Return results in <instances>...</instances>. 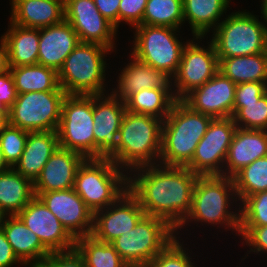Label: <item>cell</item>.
<instances>
[{
    "instance_id": "cell-3",
    "label": "cell",
    "mask_w": 267,
    "mask_h": 267,
    "mask_svg": "<svg viewBox=\"0 0 267 267\" xmlns=\"http://www.w3.org/2000/svg\"><path fill=\"white\" fill-rule=\"evenodd\" d=\"M162 125V119L126 111L118 133L117 155L112 161L126 170L159 164Z\"/></svg>"
},
{
    "instance_id": "cell-42",
    "label": "cell",
    "mask_w": 267,
    "mask_h": 267,
    "mask_svg": "<svg viewBox=\"0 0 267 267\" xmlns=\"http://www.w3.org/2000/svg\"><path fill=\"white\" fill-rule=\"evenodd\" d=\"M239 233L245 244L254 249L250 247V252L267 253V226H240Z\"/></svg>"
},
{
    "instance_id": "cell-37",
    "label": "cell",
    "mask_w": 267,
    "mask_h": 267,
    "mask_svg": "<svg viewBox=\"0 0 267 267\" xmlns=\"http://www.w3.org/2000/svg\"><path fill=\"white\" fill-rule=\"evenodd\" d=\"M29 131L10 125L8 122L0 130V147L5 162L13 168L25 148Z\"/></svg>"
},
{
    "instance_id": "cell-9",
    "label": "cell",
    "mask_w": 267,
    "mask_h": 267,
    "mask_svg": "<svg viewBox=\"0 0 267 267\" xmlns=\"http://www.w3.org/2000/svg\"><path fill=\"white\" fill-rule=\"evenodd\" d=\"M65 91L26 92L18 94L9 109L7 122L29 131H57Z\"/></svg>"
},
{
    "instance_id": "cell-5",
    "label": "cell",
    "mask_w": 267,
    "mask_h": 267,
    "mask_svg": "<svg viewBox=\"0 0 267 267\" xmlns=\"http://www.w3.org/2000/svg\"><path fill=\"white\" fill-rule=\"evenodd\" d=\"M123 172L109 158H86L77 170L73 189L95 213L128 190V175Z\"/></svg>"
},
{
    "instance_id": "cell-48",
    "label": "cell",
    "mask_w": 267,
    "mask_h": 267,
    "mask_svg": "<svg viewBox=\"0 0 267 267\" xmlns=\"http://www.w3.org/2000/svg\"><path fill=\"white\" fill-rule=\"evenodd\" d=\"M10 167L7 165V163L4 160L3 153L0 147V171L8 170Z\"/></svg>"
},
{
    "instance_id": "cell-31",
    "label": "cell",
    "mask_w": 267,
    "mask_h": 267,
    "mask_svg": "<svg viewBox=\"0 0 267 267\" xmlns=\"http://www.w3.org/2000/svg\"><path fill=\"white\" fill-rule=\"evenodd\" d=\"M17 94L26 92L64 91L58 80V72L44 65L9 67Z\"/></svg>"
},
{
    "instance_id": "cell-24",
    "label": "cell",
    "mask_w": 267,
    "mask_h": 267,
    "mask_svg": "<svg viewBox=\"0 0 267 267\" xmlns=\"http://www.w3.org/2000/svg\"><path fill=\"white\" fill-rule=\"evenodd\" d=\"M10 21L18 26L41 29L65 20L64 0H12Z\"/></svg>"
},
{
    "instance_id": "cell-6",
    "label": "cell",
    "mask_w": 267,
    "mask_h": 267,
    "mask_svg": "<svg viewBox=\"0 0 267 267\" xmlns=\"http://www.w3.org/2000/svg\"><path fill=\"white\" fill-rule=\"evenodd\" d=\"M111 49L97 43L79 42L58 71L60 87L67 95H103L105 54Z\"/></svg>"
},
{
    "instance_id": "cell-50",
    "label": "cell",
    "mask_w": 267,
    "mask_h": 267,
    "mask_svg": "<svg viewBox=\"0 0 267 267\" xmlns=\"http://www.w3.org/2000/svg\"><path fill=\"white\" fill-rule=\"evenodd\" d=\"M7 123V117L0 111V130Z\"/></svg>"
},
{
    "instance_id": "cell-8",
    "label": "cell",
    "mask_w": 267,
    "mask_h": 267,
    "mask_svg": "<svg viewBox=\"0 0 267 267\" xmlns=\"http://www.w3.org/2000/svg\"><path fill=\"white\" fill-rule=\"evenodd\" d=\"M174 232L164 219L145 215L110 244L130 267H145L176 237Z\"/></svg>"
},
{
    "instance_id": "cell-18",
    "label": "cell",
    "mask_w": 267,
    "mask_h": 267,
    "mask_svg": "<svg viewBox=\"0 0 267 267\" xmlns=\"http://www.w3.org/2000/svg\"><path fill=\"white\" fill-rule=\"evenodd\" d=\"M17 216L50 252L74 249L76 239L38 197L35 196Z\"/></svg>"
},
{
    "instance_id": "cell-51",
    "label": "cell",
    "mask_w": 267,
    "mask_h": 267,
    "mask_svg": "<svg viewBox=\"0 0 267 267\" xmlns=\"http://www.w3.org/2000/svg\"><path fill=\"white\" fill-rule=\"evenodd\" d=\"M7 218L6 214L3 212V210L0 208V228L2 227L4 223V219Z\"/></svg>"
},
{
    "instance_id": "cell-38",
    "label": "cell",
    "mask_w": 267,
    "mask_h": 267,
    "mask_svg": "<svg viewBox=\"0 0 267 267\" xmlns=\"http://www.w3.org/2000/svg\"><path fill=\"white\" fill-rule=\"evenodd\" d=\"M241 203L240 226H267V191L245 197Z\"/></svg>"
},
{
    "instance_id": "cell-52",
    "label": "cell",
    "mask_w": 267,
    "mask_h": 267,
    "mask_svg": "<svg viewBox=\"0 0 267 267\" xmlns=\"http://www.w3.org/2000/svg\"><path fill=\"white\" fill-rule=\"evenodd\" d=\"M0 111L7 117L9 110L2 104V102L0 101Z\"/></svg>"
},
{
    "instance_id": "cell-15",
    "label": "cell",
    "mask_w": 267,
    "mask_h": 267,
    "mask_svg": "<svg viewBox=\"0 0 267 267\" xmlns=\"http://www.w3.org/2000/svg\"><path fill=\"white\" fill-rule=\"evenodd\" d=\"M65 21L71 24L80 42L101 44L111 50L117 29L97 9L94 0H64Z\"/></svg>"
},
{
    "instance_id": "cell-40",
    "label": "cell",
    "mask_w": 267,
    "mask_h": 267,
    "mask_svg": "<svg viewBox=\"0 0 267 267\" xmlns=\"http://www.w3.org/2000/svg\"><path fill=\"white\" fill-rule=\"evenodd\" d=\"M148 0H120L118 9V26L126 22L135 27L142 22Z\"/></svg>"
},
{
    "instance_id": "cell-1",
    "label": "cell",
    "mask_w": 267,
    "mask_h": 267,
    "mask_svg": "<svg viewBox=\"0 0 267 267\" xmlns=\"http://www.w3.org/2000/svg\"><path fill=\"white\" fill-rule=\"evenodd\" d=\"M132 171L136 173L128 177V190L138 199L145 214L164 219L176 230L190 213L199 175L187 167L162 164L129 170Z\"/></svg>"
},
{
    "instance_id": "cell-43",
    "label": "cell",
    "mask_w": 267,
    "mask_h": 267,
    "mask_svg": "<svg viewBox=\"0 0 267 267\" xmlns=\"http://www.w3.org/2000/svg\"><path fill=\"white\" fill-rule=\"evenodd\" d=\"M267 93V82H244L236 84L234 103L257 102Z\"/></svg>"
},
{
    "instance_id": "cell-36",
    "label": "cell",
    "mask_w": 267,
    "mask_h": 267,
    "mask_svg": "<svg viewBox=\"0 0 267 267\" xmlns=\"http://www.w3.org/2000/svg\"><path fill=\"white\" fill-rule=\"evenodd\" d=\"M232 117L238 128L267 130V93L257 102L234 103Z\"/></svg>"
},
{
    "instance_id": "cell-29",
    "label": "cell",
    "mask_w": 267,
    "mask_h": 267,
    "mask_svg": "<svg viewBox=\"0 0 267 267\" xmlns=\"http://www.w3.org/2000/svg\"><path fill=\"white\" fill-rule=\"evenodd\" d=\"M34 197L30 179L13 168L0 171V208L7 216L17 215Z\"/></svg>"
},
{
    "instance_id": "cell-28",
    "label": "cell",
    "mask_w": 267,
    "mask_h": 267,
    "mask_svg": "<svg viewBox=\"0 0 267 267\" xmlns=\"http://www.w3.org/2000/svg\"><path fill=\"white\" fill-rule=\"evenodd\" d=\"M231 0H182L184 22L187 20L196 40L218 26ZM218 21V22H217Z\"/></svg>"
},
{
    "instance_id": "cell-25",
    "label": "cell",
    "mask_w": 267,
    "mask_h": 267,
    "mask_svg": "<svg viewBox=\"0 0 267 267\" xmlns=\"http://www.w3.org/2000/svg\"><path fill=\"white\" fill-rule=\"evenodd\" d=\"M58 147L57 131L29 132L23 153L13 169L34 182Z\"/></svg>"
},
{
    "instance_id": "cell-23",
    "label": "cell",
    "mask_w": 267,
    "mask_h": 267,
    "mask_svg": "<svg viewBox=\"0 0 267 267\" xmlns=\"http://www.w3.org/2000/svg\"><path fill=\"white\" fill-rule=\"evenodd\" d=\"M267 156V130L236 128L225 160L223 176L233 177L243 167Z\"/></svg>"
},
{
    "instance_id": "cell-14",
    "label": "cell",
    "mask_w": 267,
    "mask_h": 267,
    "mask_svg": "<svg viewBox=\"0 0 267 267\" xmlns=\"http://www.w3.org/2000/svg\"><path fill=\"white\" fill-rule=\"evenodd\" d=\"M126 112L125 102L111 93L93 96L94 158L117 155L118 133Z\"/></svg>"
},
{
    "instance_id": "cell-44",
    "label": "cell",
    "mask_w": 267,
    "mask_h": 267,
    "mask_svg": "<svg viewBox=\"0 0 267 267\" xmlns=\"http://www.w3.org/2000/svg\"><path fill=\"white\" fill-rule=\"evenodd\" d=\"M14 78L10 69L0 74V101L9 110L17 99Z\"/></svg>"
},
{
    "instance_id": "cell-13",
    "label": "cell",
    "mask_w": 267,
    "mask_h": 267,
    "mask_svg": "<svg viewBox=\"0 0 267 267\" xmlns=\"http://www.w3.org/2000/svg\"><path fill=\"white\" fill-rule=\"evenodd\" d=\"M186 42L176 74L172 77L176 100H182L193 89L209 81L219 70V60L213 44L203 48L193 41Z\"/></svg>"
},
{
    "instance_id": "cell-34",
    "label": "cell",
    "mask_w": 267,
    "mask_h": 267,
    "mask_svg": "<svg viewBox=\"0 0 267 267\" xmlns=\"http://www.w3.org/2000/svg\"><path fill=\"white\" fill-rule=\"evenodd\" d=\"M236 198L240 202L255 193L267 191V156L243 167L233 177Z\"/></svg>"
},
{
    "instance_id": "cell-11",
    "label": "cell",
    "mask_w": 267,
    "mask_h": 267,
    "mask_svg": "<svg viewBox=\"0 0 267 267\" xmlns=\"http://www.w3.org/2000/svg\"><path fill=\"white\" fill-rule=\"evenodd\" d=\"M93 96L67 95L58 127L59 147L94 158Z\"/></svg>"
},
{
    "instance_id": "cell-32",
    "label": "cell",
    "mask_w": 267,
    "mask_h": 267,
    "mask_svg": "<svg viewBox=\"0 0 267 267\" xmlns=\"http://www.w3.org/2000/svg\"><path fill=\"white\" fill-rule=\"evenodd\" d=\"M172 91V89L151 88L133 93L124 101L126 111L164 120L176 101Z\"/></svg>"
},
{
    "instance_id": "cell-33",
    "label": "cell",
    "mask_w": 267,
    "mask_h": 267,
    "mask_svg": "<svg viewBox=\"0 0 267 267\" xmlns=\"http://www.w3.org/2000/svg\"><path fill=\"white\" fill-rule=\"evenodd\" d=\"M74 248L86 267H130L110 243L98 241L92 235L76 238Z\"/></svg>"
},
{
    "instance_id": "cell-16",
    "label": "cell",
    "mask_w": 267,
    "mask_h": 267,
    "mask_svg": "<svg viewBox=\"0 0 267 267\" xmlns=\"http://www.w3.org/2000/svg\"><path fill=\"white\" fill-rule=\"evenodd\" d=\"M145 215L138 199L127 190L107 209L94 213L91 235L98 241L111 243L133 229Z\"/></svg>"
},
{
    "instance_id": "cell-41",
    "label": "cell",
    "mask_w": 267,
    "mask_h": 267,
    "mask_svg": "<svg viewBox=\"0 0 267 267\" xmlns=\"http://www.w3.org/2000/svg\"><path fill=\"white\" fill-rule=\"evenodd\" d=\"M37 267H86L82 256L74 248L68 251L51 252Z\"/></svg>"
},
{
    "instance_id": "cell-12",
    "label": "cell",
    "mask_w": 267,
    "mask_h": 267,
    "mask_svg": "<svg viewBox=\"0 0 267 267\" xmlns=\"http://www.w3.org/2000/svg\"><path fill=\"white\" fill-rule=\"evenodd\" d=\"M236 128L233 117L212 119L196 147L191 162L186 167L199 176H223L222 168L225 167V160Z\"/></svg>"
},
{
    "instance_id": "cell-4",
    "label": "cell",
    "mask_w": 267,
    "mask_h": 267,
    "mask_svg": "<svg viewBox=\"0 0 267 267\" xmlns=\"http://www.w3.org/2000/svg\"><path fill=\"white\" fill-rule=\"evenodd\" d=\"M236 196L232 177L222 175L198 176L192 195L190 213L183 223L175 230L183 228L185 223L193 221L208 224H223L239 234L240 214L229 211L231 200ZM231 196V197H230ZM235 213V214H234ZM190 219V220H189Z\"/></svg>"
},
{
    "instance_id": "cell-35",
    "label": "cell",
    "mask_w": 267,
    "mask_h": 267,
    "mask_svg": "<svg viewBox=\"0 0 267 267\" xmlns=\"http://www.w3.org/2000/svg\"><path fill=\"white\" fill-rule=\"evenodd\" d=\"M183 21L182 0H148L140 24L179 29Z\"/></svg>"
},
{
    "instance_id": "cell-22",
    "label": "cell",
    "mask_w": 267,
    "mask_h": 267,
    "mask_svg": "<svg viewBox=\"0 0 267 267\" xmlns=\"http://www.w3.org/2000/svg\"><path fill=\"white\" fill-rule=\"evenodd\" d=\"M131 60L119 76L117 89L110 92L121 101H125L133 93L143 89H172V78L166 72L153 68L131 54ZM114 90V91H113Z\"/></svg>"
},
{
    "instance_id": "cell-30",
    "label": "cell",
    "mask_w": 267,
    "mask_h": 267,
    "mask_svg": "<svg viewBox=\"0 0 267 267\" xmlns=\"http://www.w3.org/2000/svg\"><path fill=\"white\" fill-rule=\"evenodd\" d=\"M218 60L219 72L235 84L267 82V52Z\"/></svg>"
},
{
    "instance_id": "cell-7",
    "label": "cell",
    "mask_w": 267,
    "mask_h": 267,
    "mask_svg": "<svg viewBox=\"0 0 267 267\" xmlns=\"http://www.w3.org/2000/svg\"><path fill=\"white\" fill-rule=\"evenodd\" d=\"M214 29L210 39L218 58L246 56L267 52V22L250 12L228 15Z\"/></svg>"
},
{
    "instance_id": "cell-10",
    "label": "cell",
    "mask_w": 267,
    "mask_h": 267,
    "mask_svg": "<svg viewBox=\"0 0 267 267\" xmlns=\"http://www.w3.org/2000/svg\"><path fill=\"white\" fill-rule=\"evenodd\" d=\"M132 55L173 77L179 67L185 43L175 35L177 28L139 24L134 27Z\"/></svg>"
},
{
    "instance_id": "cell-20",
    "label": "cell",
    "mask_w": 267,
    "mask_h": 267,
    "mask_svg": "<svg viewBox=\"0 0 267 267\" xmlns=\"http://www.w3.org/2000/svg\"><path fill=\"white\" fill-rule=\"evenodd\" d=\"M85 159L78 152L58 147L33 182L34 193L73 188L77 170Z\"/></svg>"
},
{
    "instance_id": "cell-21",
    "label": "cell",
    "mask_w": 267,
    "mask_h": 267,
    "mask_svg": "<svg viewBox=\"0 0 267 267\" xmlns=\"http://www.w3.org/2000/svg\"><path fill=\"white\" fill-rule=\"evenodd\" d=\"M79 42L77 33L71 24L65 20L59 24L39 29L37 64L52 68L58 72L67 56Z\"/></svg>"
},
{
    "instance_id": "cell-49",
    "label": "cell",
    "mask_w": 267,
    "mask_h": 267,
    "mask_svg": "<svg viewBox=\"0 0 267 267\" xmlns=\"http://www.w3.org/2000/svg\"><path fill=\"white\" fill-rule=\"evenodd\" d=\"M261 8L262 17H264V21L267 22V0H262Z\"/></svg>"
},
{
    "instance_id": "cell-47",
    "label": "cell",
    "mask_w": 267,
    "mask_h": 267,
    "mask_svg": "<svg viewBox=\"0 0 267 267\" xmlns=\"http://www.w3.org/2000/svg\"><path fill=\"white\" fill-rule=\"evenodd\" d=\"M9 70L7 46L4 39H0V74Z\"/></svg>"
},
{
    "instance_id": "cell-19",
    "label": "cell",
    "mask_w": 267,
    "mask_h": 267,
    "mask_svg": "<svg viewBox=\"0 0 267 267\" xmlns=\"http://www.w3.org/2000/svg\"><path fill=\"white\" fill-rule=\"evenodd\" d=\"M236 84L219 71L202 86L193 89L182 101L192 110L215 118L233 115Z\"/></svg>"
},
{
    "instance_id": "cell-46",
    "label": "cell",
    "mask_w": 267,
    "mask_h": 267,
    "mask_svg": "<svg viewBox=\"0 0 267 267\" xmlns=\"http://www.w3.org/2000/svg\"><path fill=\"white\" fill-rule=\"evenodd\" d=\"M94 3L98 11L117 28L120 0H94Z\"/></svg>"
},
{
    "instance_id": "cell-45",
    "label": "cell",
    "mask_w": 267,
    "mask_h": 267,
    "mask_svg": "<svg viewBox=\"0 0 267 267\" xmlns=\"http://www.w3.org/2000/svg\"><path fill=\"white\" fill-rule=\"evenodd\" d=\"M24 265L15 255L12 246L7 241L6 235L0 228V267H11L14 264Z\"/></svg>"
},
{
    "instance_id": "cell-39",
    "label": "cell",
    "mask_w": 267,
    "mask_h": 267,
    "mask_svg": "<svg viewBox=\"0 0 267 267\" xmlns=\"http://www.w3.org/2000/svg\"><path fill=\"white\" fill-rule=\"evenodd\" d=\"M182 245L175 237L145 267H194Z\"/></svg>"
},
{
    "instance_id": "cell-17",
    "label": "cell",
    "mask_w": 267,
    "mask_h": 267,
    "mask_svg": "<svg viewBox=\"0 0 267 267\" xmlns=\"http://www.w3.org/2000/svg\"><path fill=\"white\" fill-rule=\"evenodd\" d=\"M34 194L75 239L91 235L94 213L73 188Z\"/></svg>"
},
{
    "instance_id": "cell-26",
    "label": "cell",
    "mask_w": 267,
    "mask_h": 267,
    "mask_svg": "<svg viewBox=\"0 0 267 267\" xmlns=\"http://www.w3.org/2000/svg\"><path fill=\"white\" fill-rule=\"evenodd\" d=\"M2 229L15 255L25 267H37L51 253L17 215L5 218Z\"/></svg>"
},
{
    "instance_id": "cell-27",
    "label": "cell",
    "mask_w": 267,
    "mask_h": 267,
    "mask_svg": "<svg viewBox=\"0 0 267 267\" xmlns=\"http://www.w3.org/2000/svg\"><path fill=\"white\" fill-rule=\"evenodd\" d=\"M9 27L2 36L7 46L9 67L37 64L39 29L21 27L11 21Z\"/></svg>"
},
{
    "instance_id": "cell-2",
    "label": "cell",
    "mask_w": 267,
    "mask_h": 267,
    "mask_svg": "<svg viewBox=\"0 0 267 267\" xmlns=\"http://www.w3.org/2000/svg\"><path fill=\"white\" fill-rule=\"evenodd\" d=\"M212 119L192 110L182 100H176L163 120L158 162L165 166L186 167Z\"/></svg>"
}]
</instances>
